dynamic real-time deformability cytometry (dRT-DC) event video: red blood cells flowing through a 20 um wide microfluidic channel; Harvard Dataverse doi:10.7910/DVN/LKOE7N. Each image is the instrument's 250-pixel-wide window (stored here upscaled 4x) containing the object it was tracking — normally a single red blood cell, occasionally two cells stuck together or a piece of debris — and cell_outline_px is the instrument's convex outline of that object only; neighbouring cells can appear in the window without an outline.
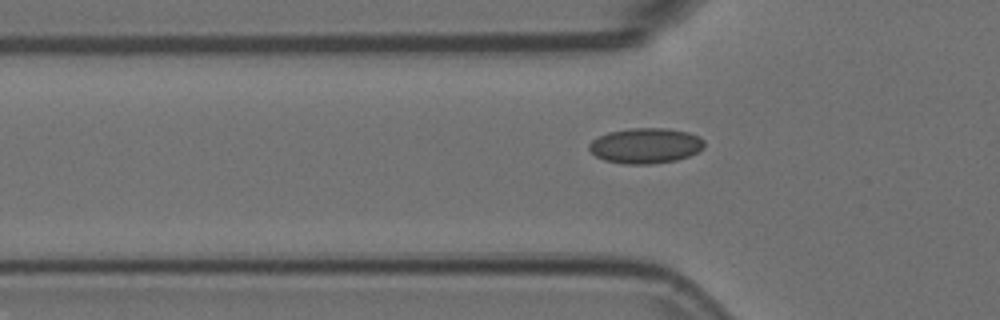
{"species": "Egyptian fruit bat (a non-hibernating species)", "species_latin": "Rousettus aegyptiacus", "temperature_condition": "room temperature", "stored_images_in_passage": 40, "camera_frame_rate_fps": 3000, "um_per_image_px": 0.085, "animal": {"sex": "female"}, "frame": {"image": 1, "passage_image": 9, "time_ms": 2.667, "image_size_px": [1000, 320], "cell_outline_px": [[704, 148], [688, 156], [676, 160], [652, 164], [624, 164], [604, 160], [596, 156], [588, 148], [588, 144], [592, 140], [608, 132], [628, 128], [668, 128], [688, 132], [700, 136], [704, 140]], "centroid_in_image_um": [54.88, 12.38], "position_along_channel_um": 70.9, "area_um2": 23.87}}
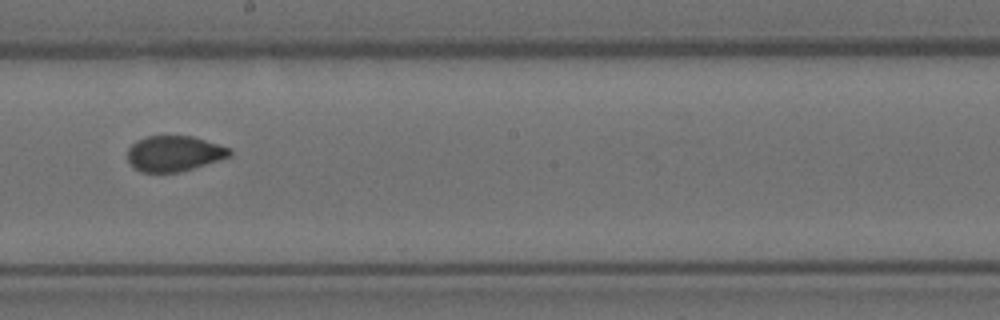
{"frame": {"image": 2, "passage_image": 22, "time_ms": 7.0, "image_size_px": [1000, 320], "cell_outline_px": [[232, 156], [180, 172], [140, 172], [132, 168], [128, 160], [128, 148], [136, 140], [148, 136], [192, 136], [232, 148]], "centroid_in_image_um": [14.8, 13.05], "position_along_channel_um": 233.4, "area_um2": 21.33}}
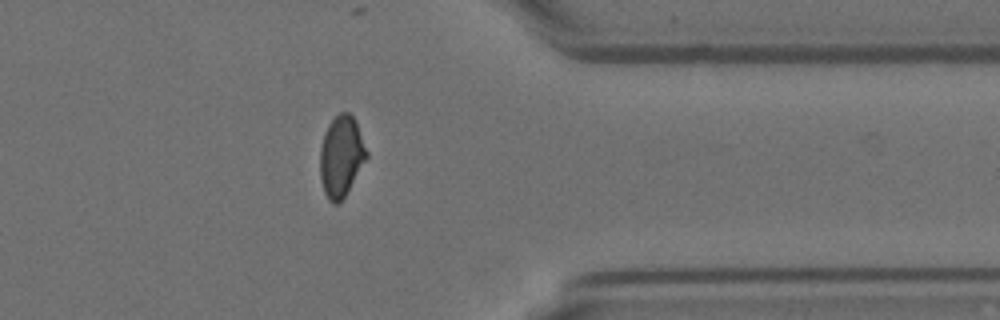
{"frame": {"image": 3, "passage_image": 35, "time_ms": 11.333, "image_size_px": [1000, 320], "cell_outline_px": [[368, 156], [344, 196], [336, 204], [332, 204], [328, 200], [324, 192], [320, 176], [320, 148], [324, 132], [328, 124], [340, 112], [348, 112], [356, 120], [368, 152]], "centroid_in_image_um": [28.99, 13.26], "position_along_channel_um": 382.4, "area_um2": 21.85}}